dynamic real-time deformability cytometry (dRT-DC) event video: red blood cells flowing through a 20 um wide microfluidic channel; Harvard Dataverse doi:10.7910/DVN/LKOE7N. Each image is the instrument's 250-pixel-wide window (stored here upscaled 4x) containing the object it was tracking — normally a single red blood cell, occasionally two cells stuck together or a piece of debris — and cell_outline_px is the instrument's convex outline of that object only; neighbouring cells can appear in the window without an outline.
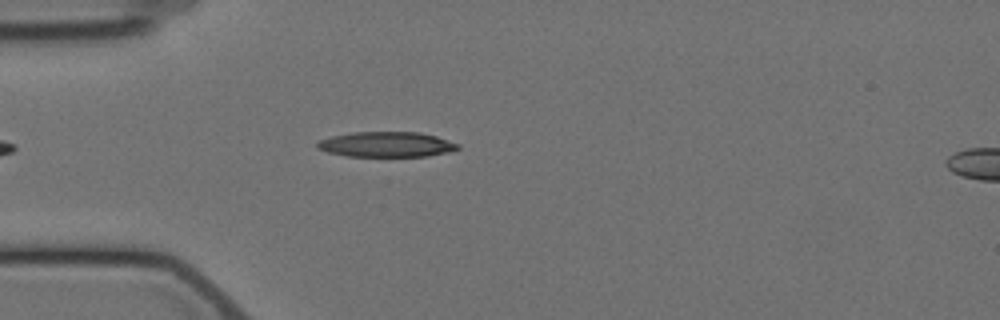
{"species": "Egyptian fruit bat (a non-hibernating species)", "species_latin": "Rousettus aegyptiacus", "temperature_condition": "cold", "stored_images_in_passage": 3, "camera_frame_rate_fps": 3000, "um_per_image_px": 0.085, "animal": {"sex": "female"}, "frame": {"image": 1, "passage_image": 3, "time_ms": 3.333, "image_size_px": [1000, 320], "cell_outline_px": [[460, 148], [448, 152], [428, 156], [348, 156], [328, 152], [316, 148], [316, 144], [320, 140], [332, 136], [352, 132], [420, 132], [436, 136], [460, 144]], "centroid_in_image_um": [32.86, 12.27], "position_along_channel_um": 52.1, "area_um2": 20.63}}